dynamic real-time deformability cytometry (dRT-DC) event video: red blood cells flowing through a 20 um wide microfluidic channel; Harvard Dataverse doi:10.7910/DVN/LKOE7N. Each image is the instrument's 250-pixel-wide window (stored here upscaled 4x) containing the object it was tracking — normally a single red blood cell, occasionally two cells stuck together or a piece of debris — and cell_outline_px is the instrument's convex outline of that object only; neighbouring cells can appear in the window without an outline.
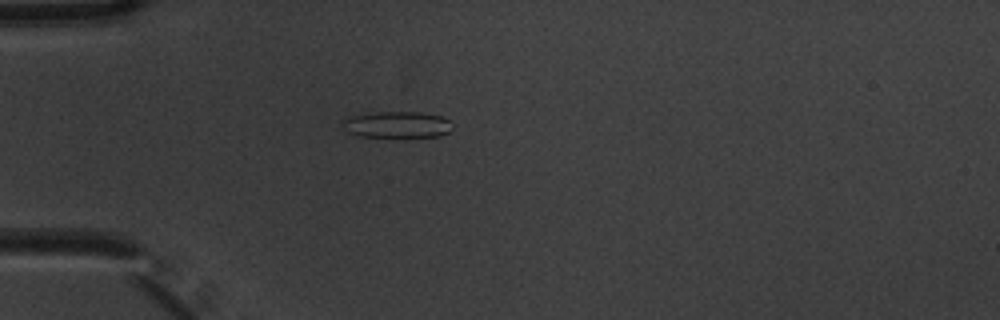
{"species": "common noctule bat (a hibernating species)", "species_latin": "Nyctalus noctula", "temperature_condition": "warm", "stored_images_in_passage": 4, "camera_frame_rate_fps": 3000, "um_per_image_px": 0.085, "animal": {"sex": "male", "body_mass_g": 20.1, "forearm_length_mm": 53.5}, "frame": {"image": 1, "passage_image": 4, "time_ms": 1.0, "image_size_px": [1000, 320], "cell_outline_px": [[452, 128], [448, 132], [440, 136], [404, 140], [360, 136], [348, 132], [340, 124], [340, 120], [352, 116], [368, 112], [420, 112], [440, 116], [448, 120]], "centroid_in_image_um": [33.72, 10.65], "position_along_channel_um": 51.3, "area_um2": 17.92}}